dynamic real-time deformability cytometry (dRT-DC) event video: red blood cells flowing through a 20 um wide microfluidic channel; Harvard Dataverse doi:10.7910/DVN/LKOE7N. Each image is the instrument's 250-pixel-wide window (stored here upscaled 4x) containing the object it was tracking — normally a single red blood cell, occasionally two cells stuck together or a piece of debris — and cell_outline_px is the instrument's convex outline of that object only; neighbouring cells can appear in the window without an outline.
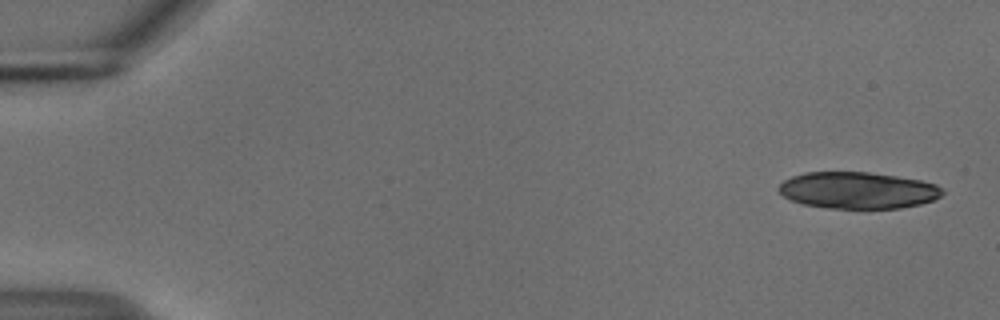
{"species": "common noctule bat (a hibernating species)", "species_latin": "Nyctalus noctula", "temperature_condition": "cold", "stored_images_in_passage": 53, "camera_frame_rate_fps": 3000, "um_per_image_px": 0.085, "animal": {"sex": "male", "body_mass_g": 18.8}, "frame": {"image": 1, "passage_image": 1, "time_ms": 0.0, "image_size_px": [1000, 320], "cell_outline_px": [[944, 192], [940, 196], [932, 200], [920, 204], [900, 208], [828, 208], [804, 204], [792, 200], [784, 196], [776, 188], [784, 180], [792, 176], [804, 172], [868, 172], [896, 176], [920, 180], [936, 184], [944, 188]], "centroid_in_image_um": [72.91, 16.17], "position_along_channel_um": 12.1, "area_um2": 34.91}}
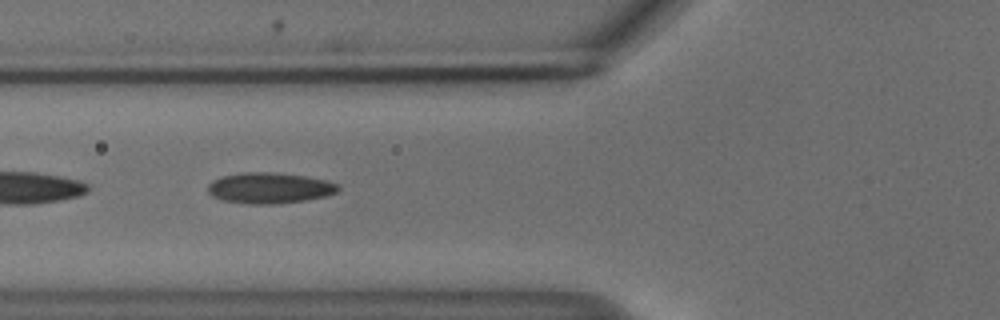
{"frame": {"image": 2, "passage_image": 20, "time_ms": 6.333, "image_size_px": [1000, 320], "cell_outline_px": [[340, 188], [336, 192], [328, 196], [304, 200], [272, 204], [248, 204], [224, 200], [212, 196], [208, 192], [208, 184], [212, 180], [220, 176], [240, 172], [272, 172], [304, 176], [328, 180], [340, 184]], "centroid_in_image_um": [22.91, 15.97], "position_along_channel_um": 102.9, "area_um2": 23.58}}
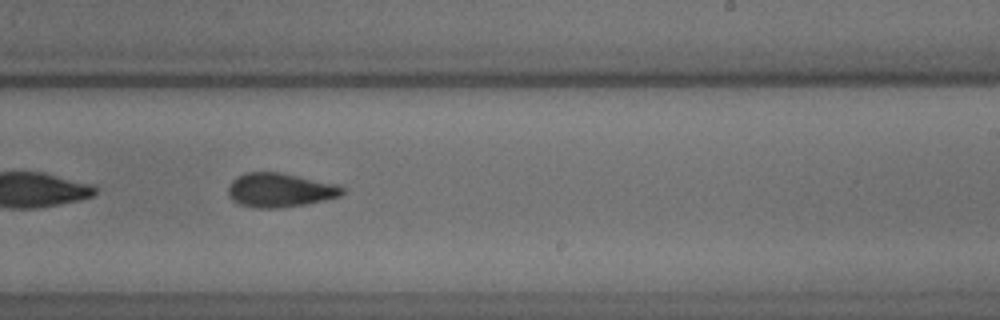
{"frame": {"image": 3, "passage_image": 33, "time_ms": 10.667, "image_size_px": [1000, 320], "cell_outline_px": [[344, 192], [340, 196], [324, 200], [304, 204], [276, 208], [256, 208], [240, 204], [232, 200], [228, 196], [228, 184], [236, 176], [244, 172], [280, 172], [340, 184], [344, 188]], "centroid_in_image_um": [23.78, 16.14], "position_along_channel_um": 265.2, "area_um2": 22.89}, "authors_computed_cell_mechanics": {"area_um2": 22.9466, "velocity_mm_per_s": 3.7357, "shape_relaxation_time_tau1_ms": 7.3614, "shape_relaxation_time_tau2_ms": 2.3306, "deformation_change_tau1": 0.1681, "deformation_change_tau2": 0.0852}}